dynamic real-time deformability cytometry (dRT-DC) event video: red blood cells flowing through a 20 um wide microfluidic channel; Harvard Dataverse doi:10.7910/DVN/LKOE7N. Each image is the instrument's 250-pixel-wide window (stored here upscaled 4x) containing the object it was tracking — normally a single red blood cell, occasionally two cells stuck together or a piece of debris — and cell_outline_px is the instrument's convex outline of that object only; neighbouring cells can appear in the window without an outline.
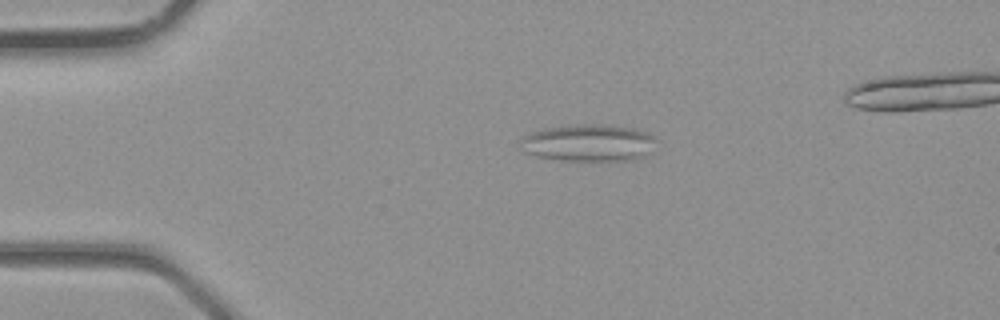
{"species": "common noctule bat (a hibernating species)", "species_latin": "Nyctalus noctula", "temperature_condition": "room temperature", "stored_images_in_passage": 4, "camera_frame_rate_fps": 3000, "um_per_image_px": 0.085, "animal": {"sex": "male", "body_mass_g": 23.1, "forearm_length_mm": 52.7}, "frame": {"image": 1, "passage_image": 3, "time_ms": 0.667, "image_size_px": [1000, 320], "cell_outline_px": [[656, 136], [652, 152], [636, 160], [560, 160], [536, 156], [524, 152], [520, 148], [520, 140], [524, 136], [532, 132], [544, 128], [580, 124], [604, 124], [632, 128]], "centroid_in_image_um": [50.03, 12.14], "position_along_channel_um": 35.0, "area_um2": 29.48}}